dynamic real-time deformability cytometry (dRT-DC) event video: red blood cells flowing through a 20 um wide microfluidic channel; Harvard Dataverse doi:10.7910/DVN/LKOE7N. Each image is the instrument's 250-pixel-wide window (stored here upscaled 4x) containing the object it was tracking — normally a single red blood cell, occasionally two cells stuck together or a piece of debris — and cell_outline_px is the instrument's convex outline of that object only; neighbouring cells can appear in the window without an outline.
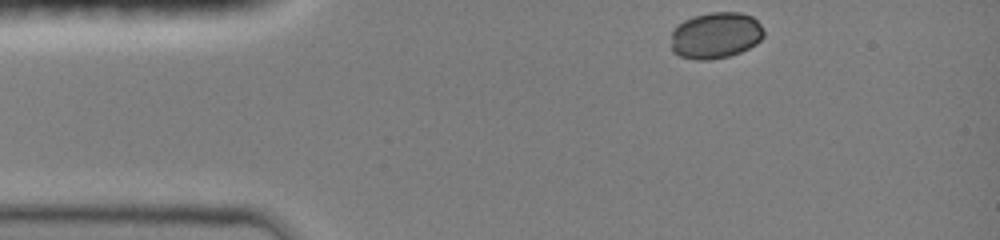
{"species": "common noctule bat (a hibernating species)", "species_latin": "Nyctalus noctula", "temperature_condition": "room temperature", "stored_images_in_passage": 36, "camera_frame_rate_fps": 3000, "um_per_image_px": 0.085, "animal": {"sex": "female", "body_mass_g": 19.0, "forearm_length_mm": 51.5}, "frame": {"image": 1, "passage_image": 1, "time_ms": 0.0, "image_size_px": [1000, 240], "cell_outline_px": [[764, 36], [756, 44], [740, 52], [728, 56], [708, 60], [696, 60], [680, 56], [672, 52], [672, 28], [684, 20], [692, 16], [712, 12], [740, 12], [752, 16], [764, 28]], "centroid_in_image_um": [60.82, 3.0], "position_along_channel_um": 24.2, "area_um2": 25.26}}
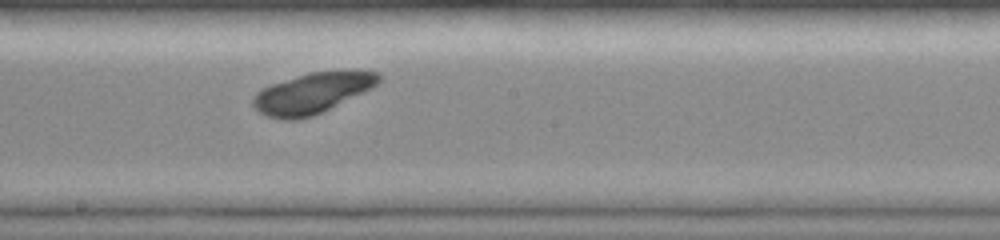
{"frame": {"image": 2, "passage_image": 20, "time_ms": 6.333, "image_size_px": [1000, 240], "cell_outline_px": [[380, 80], [372, 88], [312, 116], [300, 120], [280, 120], [268, 116], [260, 112], [252, 104], [252, 100], [256, 92], [260, 88], [308, 72], [380, 72]], "centroid_in_image_um": [26.47, 7.94], "position_along_channel_um": 221.7, "area_um2": 29.13}}
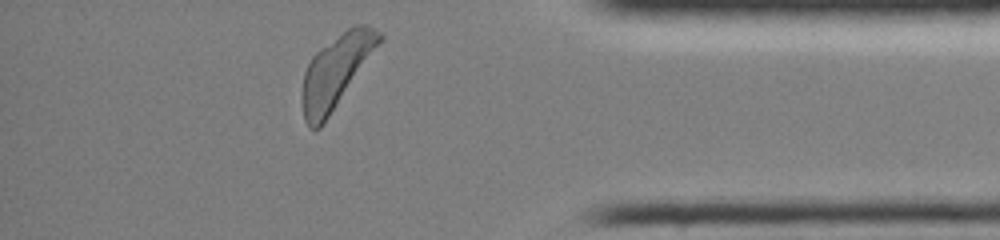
{"frame": {"image": 3, "passage_image": 35, "time_ms": 11.333, "image_size_px": [1000, 240], "cell_outline_px": [[384, 36], [320, 128], [308, 128], [304, 120], [300, 96], [304, 72], [312, 56], [316, 52], [348, 28], [356, 24], [364, 24], [380, 32]], "centroid_in_image_um": [28.49, 6.08], "position_along_channel_um": 406.7, "area_um2": 31.67}, "authors_computed_cell_mechanics": {"area_um2": 29.5358, "velocity_mm_per_s": 3.9983, "shape_relaxation_time_tau1_ms": null, "shape_relaxation_time_tau2_ms": 2.5289, "deformation_change_tau1": null, "deformation_change_tau2": 0.1259}}